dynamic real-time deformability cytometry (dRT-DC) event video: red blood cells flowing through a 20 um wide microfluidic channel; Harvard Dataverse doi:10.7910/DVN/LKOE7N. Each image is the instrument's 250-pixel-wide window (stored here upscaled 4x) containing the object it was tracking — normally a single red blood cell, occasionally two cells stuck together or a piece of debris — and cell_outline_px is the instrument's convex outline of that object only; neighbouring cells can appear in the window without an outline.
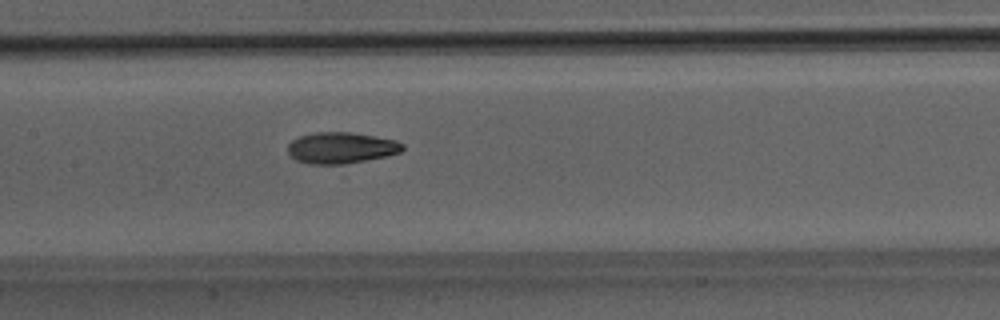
{"species": "Egyptian fruit bat (a non-hibernating species)", "species_latin": "Rousettus aegyptiacus", "temperature_condition": "room temperature", "stored_images_in_passage": 37, "camera_frame_rate_fps": 3000, "um_per_image_px": 0.085, "animal": {"sex": "male"}, "frame": {"image": 1, "passage_image": 12, "time_ms": 3.667, "image_size_px": [1000, 320], "cell_outline_px": [[404, 148], [400, 152], [340, 176], [296, 160], [288, 152], [288, 144], [292, 140], [300, 136], [312, 132], [352, 132], [396, 140], [404, 144]], "centroid_in_image_um": [29.06, 12.79], "position_along_channel_um": 178.3, "area_um2": 24.57}}
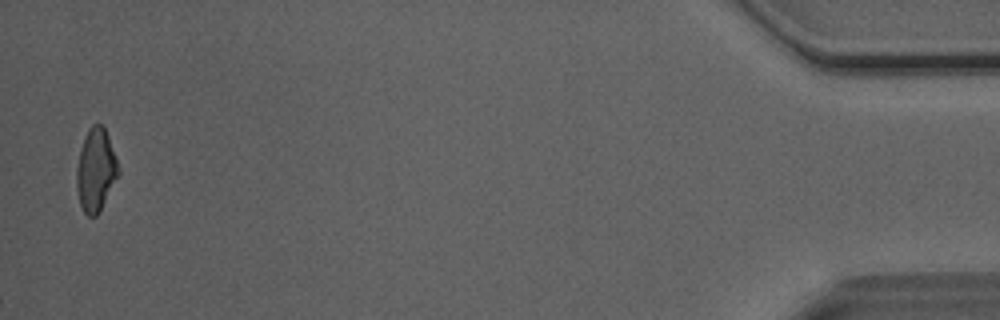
{"frame": {"image": 2, "passage_image": 37, "time_ms": 12.0, "image_size_px": [1000, 320], "cell_outline_px": [[120, 172], [100, 212], [96, 216], [88, 216], [84, 212], [80, 204], [76, 188], [76, 168], [84, 136], [88, 128], [92, 124], [100, 124], [104, 128], [108, 136]], "centroid_in_image_um": [8.13, 14.48], "position_along_channel_um": 427.1, "area_um2": 20.06}, "authors_computed_cell_mechanics": {"area_um2": 20.4612, "velocity_mm_per_s": 4.0758, "shape_relaxation_time_tau1_ms": 2.1982, "shape_relaxation_time_tau2_ms": 1.9716, "deformation_change_tau1": 0.1534, "deformation_change_tau2": 0.0778}}